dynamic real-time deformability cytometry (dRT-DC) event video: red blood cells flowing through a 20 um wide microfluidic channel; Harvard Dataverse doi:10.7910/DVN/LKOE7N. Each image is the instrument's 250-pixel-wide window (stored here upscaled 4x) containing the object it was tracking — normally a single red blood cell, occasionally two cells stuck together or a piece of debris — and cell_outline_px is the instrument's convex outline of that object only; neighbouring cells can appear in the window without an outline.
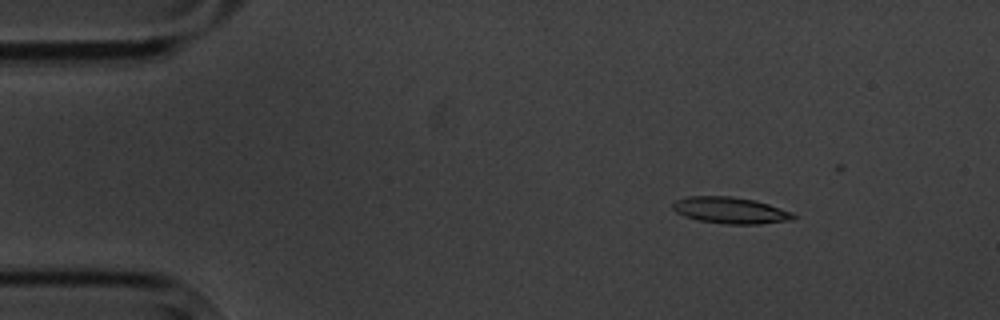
{"species": "common noctule bat (a hibernating species)", "species_latin": "Nyctalus noctula", "temperature_condition": "cold", "stored_images_in_passage": 14, "camera_frame_rate_fps": 3000, "um_per_image_px": 0.085, "animal": {"sex": "male", "body_mass_g": 20.1, "forearm_length_mm": 53.5}, "frame": {"image": 1, "passage_image": 2, "time_ms": 1.0, "image_size_px": [1000, 320], "cell_outline_px": [[796, 216], [792, 220], [760, 224], [724, 224], [700, 220], [684, 216], [676, 212], [672, 208], [672, 204], [676, 200], [688, 196], [732, 196], [756, 200], [792, 212]], "centroid_in_image_um": [62.08, 17.87], "position_along_channel_um": 22.9, "area_um2": 18.61}}
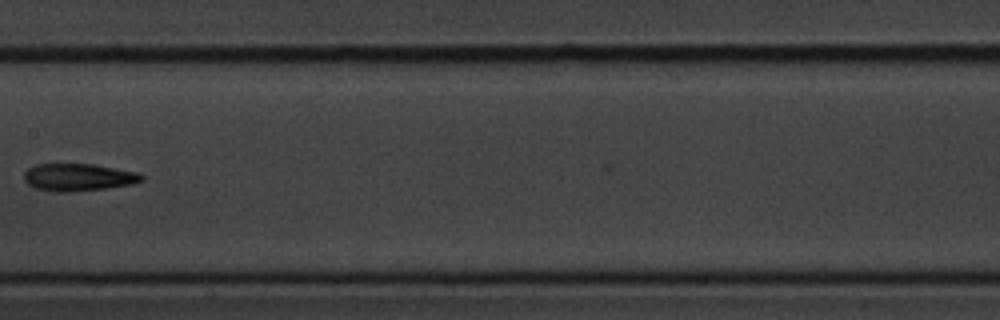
{"frame": {"image": 2, "passage_image": 7, "time_ms": 8.0, "image_size_px": [1000, 320], "cell_outline_px": [[144, 180], [132, 184], [108, 188], [68, 192], [56, 192], [36, 188], [28, 184], [24, 180], [24, 172], [28, 168], [36, 164], [92, 164], [136, 172], [144, 176]], "centroid_in_image_um": [6.65, 15.07], "position_along_channel_um": 200.8, "area_um2": 18.73}}
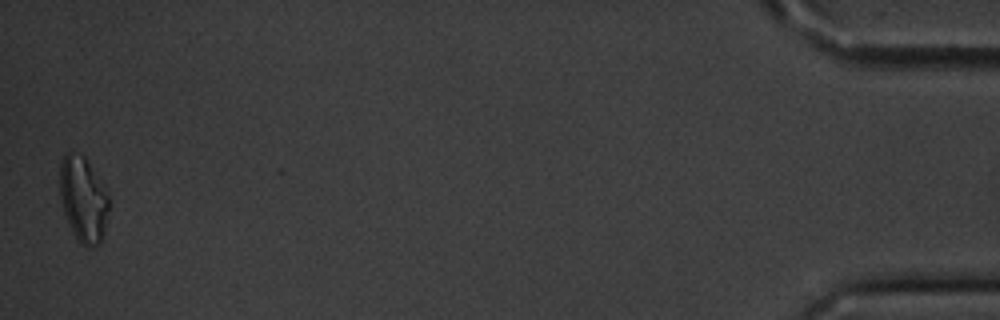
{"frame": {"image": 3, "passage_image": 14, "time_ms": 17.0, "image_size_px": [1000, 320], "cell_outline_px": [[108, 208], [104, 228], [100, 244], [92, 248], [88, 248], [80, 244], [72, 232], [64, 212], [60, 196], [60, 160], [64, 152], [72, 152], [84, 156], [108, 192]], "centroid_in_image_um": [7.06, 16.94], "position_along_channel_um": 428.1, "area_um2": 24.39}, "authors_computed_cell_mechanics": {"area_um2": 18.5249, "velocity_mm_per_s": 3.5246, "shape_relaxation_time_tau1_ms": 4.4541, "shape_relaxation_time_tau2_ms": null, "deformation_change_tau1": 0.1193, "deformation_change_tau2": null}}